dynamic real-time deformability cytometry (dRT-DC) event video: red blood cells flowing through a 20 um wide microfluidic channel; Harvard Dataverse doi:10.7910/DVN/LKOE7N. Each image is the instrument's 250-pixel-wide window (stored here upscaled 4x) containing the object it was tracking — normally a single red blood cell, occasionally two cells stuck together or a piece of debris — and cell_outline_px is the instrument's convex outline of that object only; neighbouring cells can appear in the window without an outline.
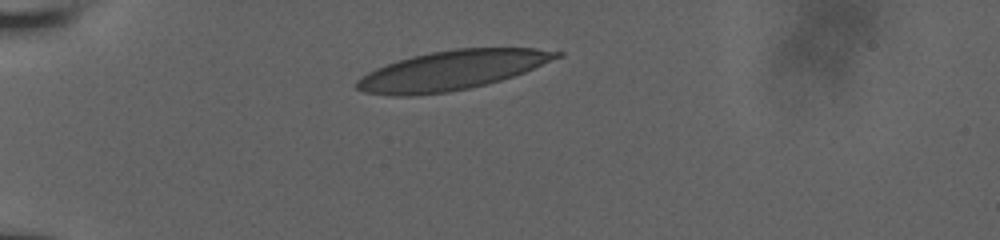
{"species": "human", "species_latin": "Homo sapiens", "temperature_condition": "room temperature", "stored_images_in_passage": 9, "camera_frame_rate_fps": 3000, "um_per_image_px": 0.085, "donor": {"sex": "male"}, "frame": {"image": 1, "passage_image": 1, "time_ms": 0.0, "image_size_px": [1000, 240], "cell_outline_px": [[564, 56], [524, 72], [488, 84], [448, 92], [412, 96], [392, 96], [364, 92], [356, 88], [356, 80], [360, 76], [376, 68], [412, 56], [432, 52], [456, 48], [536, 48], [564, 52]], "centroid_in_image_um": [38.42, 5.98], "position_along_channel_um": 46.6, "area_um2": 45.72}}
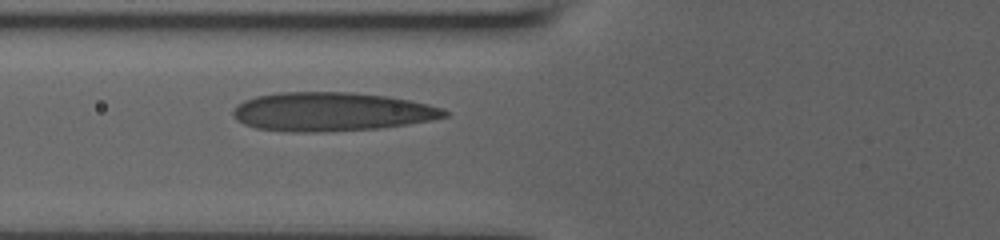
{"frame": {"image": 2, "passage_image": 4, "time_ms": 2.333, "image_size_px": [1000, 240], "cell_outline_px": [[448, 116], [408, 124], [380, 128], [320, 132], [292, 132], [256, 128], [244, 124], [236, 120], [232, 112], [244, 100], [256, 96], [280, 92], [352, 92], [384, 96], [408, 100], [428, 104], [444, 108], [448, 112]], "centroid_in_image_um": [28.17, 9.5], "position_along_channel_um": 97.6, "area_um2": 47.63}}
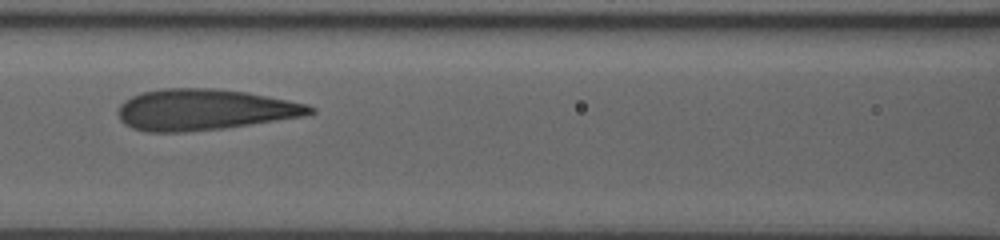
{"frame": {"image": 3, "passage_image": 7, "time_ms": 3.667, "image_size_px": [1000, 240], "cell_outline_px": [[316, 112], [304, 116], [220, 128], [184, 132], [148, 132], [132, 128], [124, 124], [120, 120], [120, 104], [124, 100], [132, 96], [144, 92], [164, 88], [216, 88], [248, 92], [308, 104], [316, 108]], "centroid_in_image_um": [17.38, 9.31], "position_along_channel_um": 149.2, "area_um2": 45.66}}